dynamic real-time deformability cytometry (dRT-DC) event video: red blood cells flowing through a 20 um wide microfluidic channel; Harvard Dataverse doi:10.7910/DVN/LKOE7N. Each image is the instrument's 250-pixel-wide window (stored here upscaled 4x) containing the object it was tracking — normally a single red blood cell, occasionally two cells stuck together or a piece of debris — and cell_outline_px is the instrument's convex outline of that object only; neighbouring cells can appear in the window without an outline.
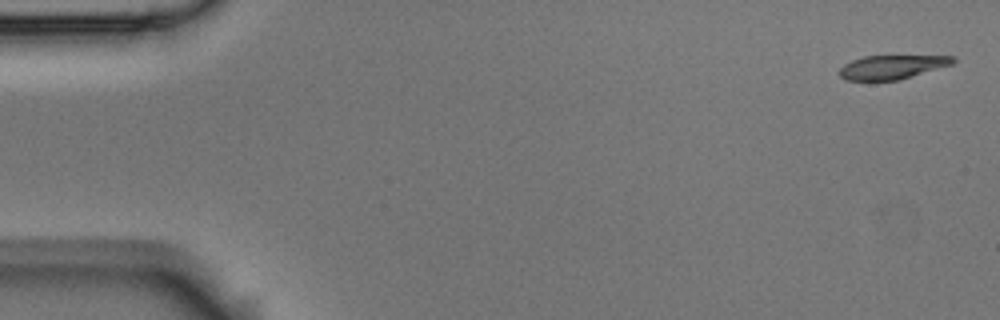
{"species": "Egyptian fruit bat (a non-hibernating species)", "species_latin": "Rousettus aegyptiacus", "temperature_condition": "room temperature", "stored_images_in_passage": 4, "camera_frame_rate_fps": 3000, "um_per_image_px": 0.085, "animal": {"sex": "male"}, "frame": {"image": 1, "passage_image": 1, "time_ms": 0.0, "image_size_px": [1000, 320], "cell_outline_px": [[956, 60], [952, 64], [912, 76], [896, 80], [844, 80], [840, 76], [840, 68], [844, 64], [852, 60], [864, 56], [956, 56]], "centroid_in_image_um": [75.8, 5.69], "position_along_channel_um": 9.2, "area_um2": 15.61}}